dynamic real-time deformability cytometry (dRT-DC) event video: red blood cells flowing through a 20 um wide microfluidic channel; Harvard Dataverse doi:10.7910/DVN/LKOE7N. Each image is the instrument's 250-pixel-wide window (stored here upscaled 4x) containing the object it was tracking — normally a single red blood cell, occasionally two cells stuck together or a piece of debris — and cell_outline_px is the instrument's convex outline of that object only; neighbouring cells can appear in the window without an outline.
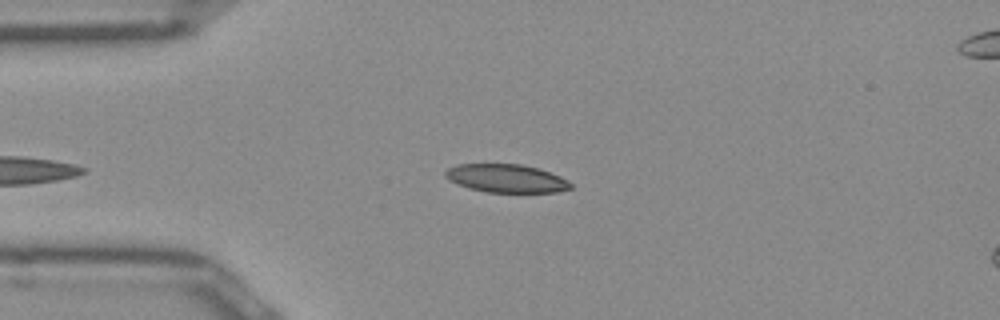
{"species": "Egyptian fruit bat (a non-hibernating species)", "species_latin": "Rousettus aegyptiacus", "temperature_condition": "room temperature", "stored_images_in_passage": 38, "camera_frame_rate_fps": 3000, "um_per_image_px": 0.085, "frame": {"image": 1, "passage_image": 3, "time_ms": 0.667, "image_size_px": [1000, 320], "cell_outline_px": [[572, 188], [556, 192], [488, 192], [468, 188], [444, 176], [444, 172], [448, 168], [456, 164], [520, 164], [536, 168], [560, 176], [568, 180], [572, 184]], "centroid_in_image_um": [43.04, 15.16], "position_along_channel_um": 42.0, "area_um2": 20.4}}
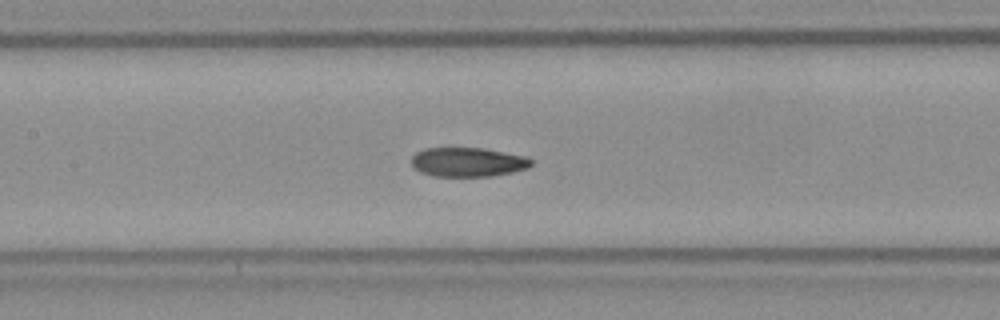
{"frame": {"image": 2, "passage_image": 14, "time_ms": 4.333, "image_size_px": [1000, 320], "cell_outline_px": [[532, 164], [528, 168], [512, 172], [488, 176], [436, 176], [420, 172], [412, 164], [412, 156], [416, 152], [424, 148], [484, 148], [524, 156], [532, 160]], "centroid_in_image_um": [39.76, 13.77], "position_along_channel_um": 167.6, "area_um2": 20.23}}
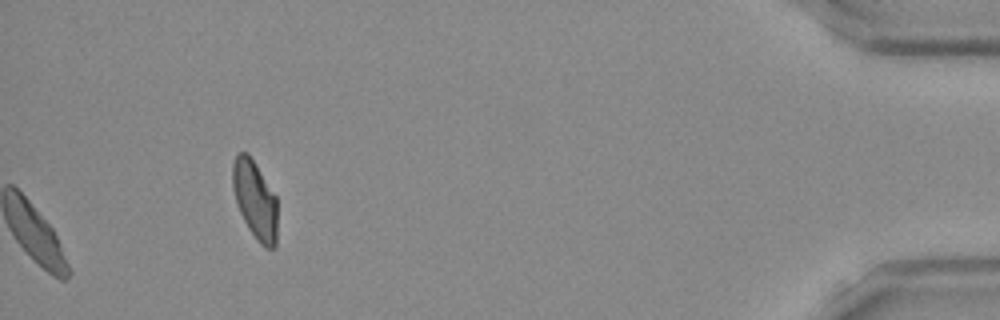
{"frame": {"image": 3, "passage_image": 38, "time_ms": 12.333, "image_size_px": [1000, 320], "cell_outline_px": [[276, 248], [264, 248], [256, 240], [248, 228], [240, 212], [232, 188], [232, 164], [236, 156], [240, 152], [248, 152], [276, 196]], "centroid_in_image_um": [21.67, 16.99], "position_along_channel_um": 413.5, "area_um2": 20.35}, "authors_computed_cell_mechanics": {"area_um2": 21.4149, "velocity_mm_per_s": 3.9405, "shape_relaxation_time_tau1_ms": 11.1015, "shape_relaxation_time_tau2_ms": 3.1268, "deformation_change_tau1": 0.2176, "deformation_change_tau2": 0.0889}}